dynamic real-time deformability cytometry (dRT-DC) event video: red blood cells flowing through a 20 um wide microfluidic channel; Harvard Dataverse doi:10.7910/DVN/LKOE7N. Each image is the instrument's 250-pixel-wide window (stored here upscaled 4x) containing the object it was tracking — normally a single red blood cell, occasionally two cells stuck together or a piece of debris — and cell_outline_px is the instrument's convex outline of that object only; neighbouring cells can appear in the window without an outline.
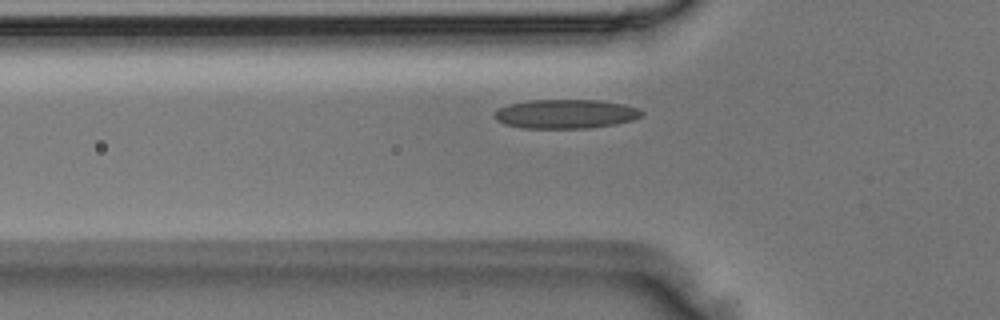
{"species": "Egyptian fruit bat (a non-hibernating species)", "species_latin": "Rousettus aegyptiacus", "temperature_condition": "room temperature", "stored_images_in_passage": 11, "camera_frame_rate_fps": 3000, "um_per_image_px": 0.085, "animal": {"sex": "male"}, "frame": {"image": 1, "passage_image": 9, "time_ms": 2.667, "image_size_px": [1000, 320], "cell_outline_px": [[644, 112], [640, 116], [632, 120], [612, 124], [588, 128], [524, 128], [504, 124], [496, 120], [496, 112], [500, 108], [508, 104], [528, 100], [600, 100], [624, 104], [640, 108]], "centroid_in_image_um": [48.09, 9.67], "position_along_channel_um": 77.7, "area_um2": 24.85}}